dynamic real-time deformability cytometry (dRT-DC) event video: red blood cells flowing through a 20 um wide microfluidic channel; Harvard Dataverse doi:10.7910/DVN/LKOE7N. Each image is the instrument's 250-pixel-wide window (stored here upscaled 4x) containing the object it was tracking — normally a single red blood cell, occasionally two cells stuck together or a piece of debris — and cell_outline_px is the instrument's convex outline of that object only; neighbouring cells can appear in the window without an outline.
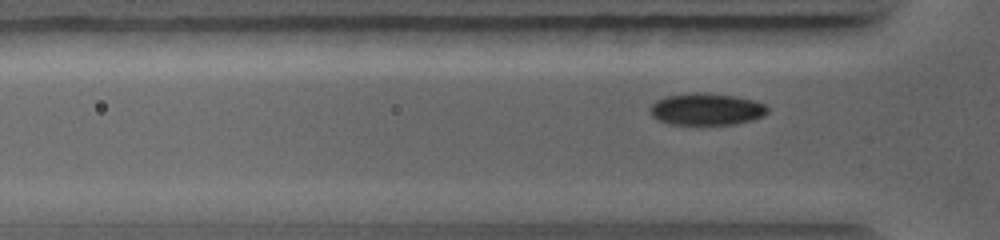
{"species": "common noctule bat (a hibernating species)", "species_latin": "Nyctalus noctula", "temperature_condition": "warm", "stored_images_in_passage": 43, "camera_frame_rate_fps": 5000, "um_per_image_px": 0.085, "animal": {"sex": "female", "body_mass_g": 19.0, "forearm_length_mm": 56.7}, "frame": {"image": 1, "passage_image": 14, "time_ms": 2.6, "image_size_px": [1000, 240], "cell_outline_px": [[768, 112], [764, 116], [752, 120], [736, 124], [672, 124], [660, 120], [652, 116], [652, 104], [656, 100], [668, 96], [692, 92], [704, 92], [732, 96], [752, 100], [764, 104], [768, 108]], "centroid_in_image_um": [60.08, 9.28], "position_along_channel_um": 65.7, "area_um2": 21.56}}
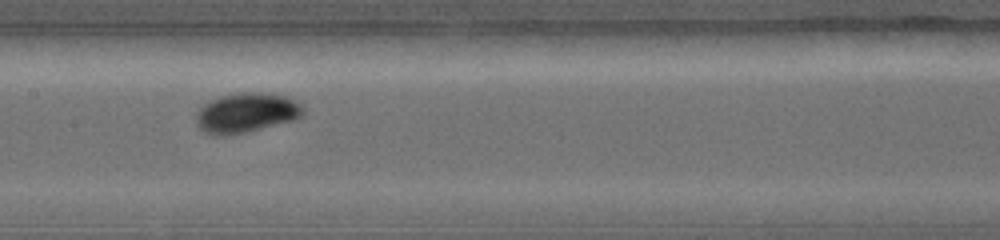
{"frame": {"image": 2, "passage_image": 26, "time_ms": 5.0, "image_size_px": [1000, 240], "cell_outline_px": [[304, 116], [292, 120], [244, 132], [220, 136], [216, 136], [204, 132], [196, 124], [196, 112], [204, 104], [220, 96], [236, 92], [260, 92], [284, 96], [300, 104], [304, 108]], "centroid_in_image_um": [20.9, 9.58], "position_along_channel_um": 186.5, "area_um2": 24.57}}
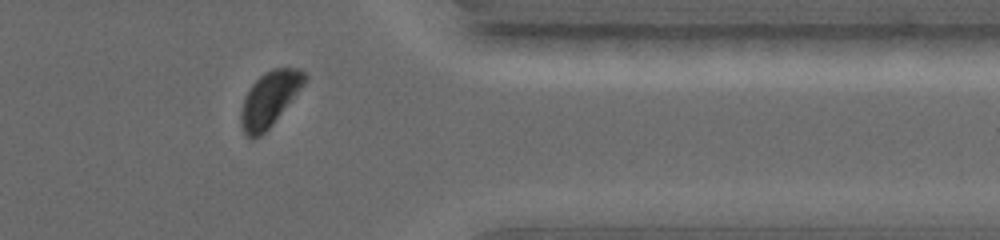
{"frame": {"image": 3, "passage_image": 39, "time_ms": 9.2, "image_size_px": [1000, 240], "cell_outline_px": [[308, 80], [272, 124], [260, 136], [248, 136], [244, 132], [240, 120], [240, 116], [244, 100], [252, 84], [264, 72], [272, 68], [300, 68], [308, 76]], "centroid_in_image_um": [22.95, 8.36], "position_along_channel_um": 388.4, "area_um2": 19.94}}